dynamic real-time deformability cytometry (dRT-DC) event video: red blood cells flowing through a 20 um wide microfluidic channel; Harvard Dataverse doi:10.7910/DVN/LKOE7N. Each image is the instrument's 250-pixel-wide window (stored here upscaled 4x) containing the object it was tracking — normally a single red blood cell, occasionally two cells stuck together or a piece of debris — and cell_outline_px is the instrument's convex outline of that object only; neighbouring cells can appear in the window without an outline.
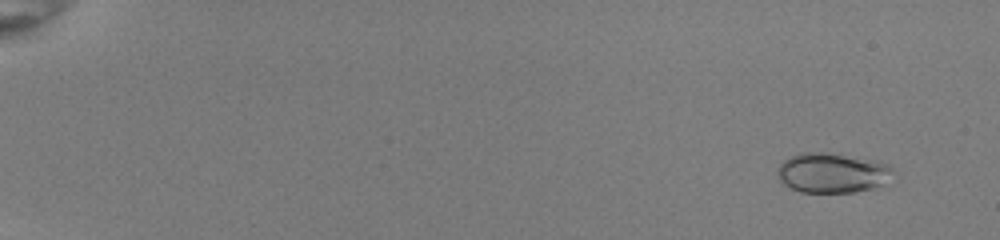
{"species": "common noctule bat (a hibernating species)", "species_latin": "Nyctalus noctula", "temperature_condition": "room temperature", "stored_images_in_passage": 50, "camera_frame_rate_fps": 3000, "um_per_image_px": 0.085, "animal": {"sex": "female", "body_mass_g": 22.0, "forearm_length_mm": 56.7}, "frame": {"image": 1, "passage_image": 1, "time_ms": 0.0, "image_size_px": [1000, 240], "cell_outline_px": [[896, 172], [884, 184], [872, 188], [856, 192], [800, 192], [784, 184], [780, 180], [780, 164], [784, 160], [800, 152], [828, 152], [872, 160], [888, 164]], "centroid_in_image_um": [70.79, 14.69], "position_along_channel_um": 14.2, "area_um2": 26.7}}
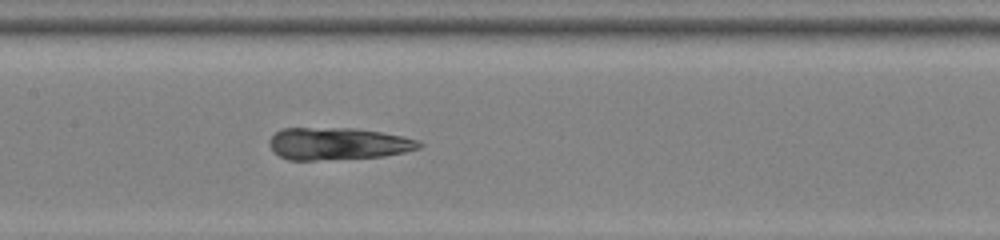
{"frame": {"image": 2, "passage_image": 26, "time_ms": 8.333, "image_size_px": [1000, 240], "cell_outline_px": [[424, 144], [420, 148], [404, 152], [384, 156], [316, 160], [288, 160], [280, 156], [268, 144], [268, 140], [276, 132], [284, 128], [356, 128], [380, 132], [420, 140]], "centroid_in_image_um": [28.73, 12.21], "position_along_channel_um": 178.7, "area_um2": 28.03}}
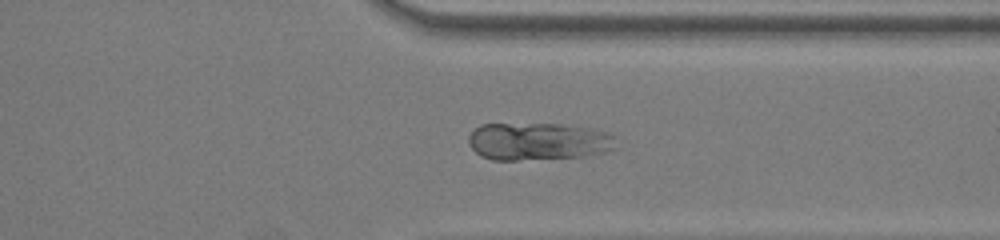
{"frame": {"image": 3, "passage_image": 40, "time_ms": 13.0, "image_size_px": [1000, 240], "cell_outline_px": [[620, 148], [604, 152], [580, 156], [516, 160], [492, 160], [480, 156], [468, 144], [468, 136], [480, 124], [560, 124], [588, 128], [608, 132], [616, 136]], "centroid_in_image_um": [45.78, 12.02], "position_along_channel_um": 365.6, "area_um2": 32.48}, "authors_computed_cell_mechanics": {"area_um2": 28.0908, "velocity_mm_per_s": 4.0024, "shape_relaxation_time_tau1_ms": 4.5434, "shape_relaxation_time_tau2_ms": 0.8375, "deformation_change_tau1": 0.1073, "deformation_change_tau2": 0.0853}}